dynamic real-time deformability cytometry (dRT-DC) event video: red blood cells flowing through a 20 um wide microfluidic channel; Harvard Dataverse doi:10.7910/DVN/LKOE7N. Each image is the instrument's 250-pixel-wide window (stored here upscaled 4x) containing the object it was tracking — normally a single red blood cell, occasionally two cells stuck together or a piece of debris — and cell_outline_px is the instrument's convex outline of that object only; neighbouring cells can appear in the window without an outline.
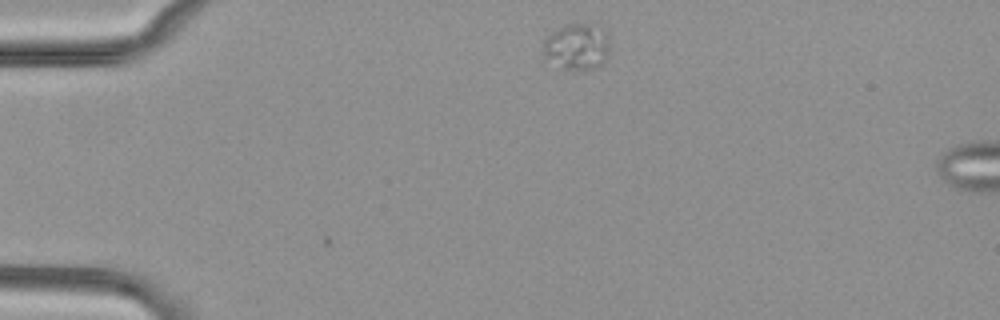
{"species": "common noctule bat (a hibernating species)", "species_latin": "Nyctalus noctula", "temperature_condition": "cold", "stored_images_in_passage": 2, "camera_frame_rate_fps": 3000, "um_per_image_px": 0.085, "animal": {"sex": "female", "body_mass_g": 29.2, "forearm_length_mm": 56.3}, "frame": {"image": 1, "passage_image": 2, "time_ms": 0.333, "image_size_px": [1000, 320], "cell_outline_px": [[612, 48], [608, 60], [600, 68], [580, 72], [572, 72], [564, 68], [544, 56], [544, 40], [556, 28], [564, 24], [600, 24], [608, 32]], "centroid_in_image_um": [49.18, 3.98], "position_along_channel_um": 35.8, "area_um2": 19.07}}